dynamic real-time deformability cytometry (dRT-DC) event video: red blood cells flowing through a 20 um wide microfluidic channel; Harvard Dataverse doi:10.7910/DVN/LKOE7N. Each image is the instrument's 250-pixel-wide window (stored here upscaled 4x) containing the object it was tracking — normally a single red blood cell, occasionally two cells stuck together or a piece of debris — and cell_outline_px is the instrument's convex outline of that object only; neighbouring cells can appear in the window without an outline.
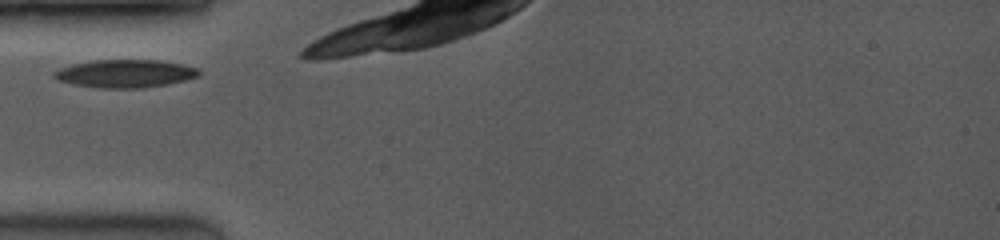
{"species": "common noctule bat (a hibernating species)", "species_latin": "Nyctalus noctula", "temperature_condition": "room temperature", "stored_images_in_passage": 9, "camera_frame_rate_fps": 3500, "um_per_image_px": 0.085, "animal": {"sex": "female", "body_mass_g": 19.0, "forearm_length_mm": 53.3}, "frame": {"image": 1, "passage_image": 1, "time_ms": 0.0, "image_size_px": [1000, 240], "cell_outline_px": [[200, 76], [168, 84], [140, 88], [96, 88], [72, 84], [56, 80], [52, 76], [52, 72], [60, 68], [72, 64], [96, 60], [160, 60], [200, 68]], "centroid_in_image_um": [10.61, 6.26], "position_along_channel_um": 74.4, "area_um2": 23.76}}